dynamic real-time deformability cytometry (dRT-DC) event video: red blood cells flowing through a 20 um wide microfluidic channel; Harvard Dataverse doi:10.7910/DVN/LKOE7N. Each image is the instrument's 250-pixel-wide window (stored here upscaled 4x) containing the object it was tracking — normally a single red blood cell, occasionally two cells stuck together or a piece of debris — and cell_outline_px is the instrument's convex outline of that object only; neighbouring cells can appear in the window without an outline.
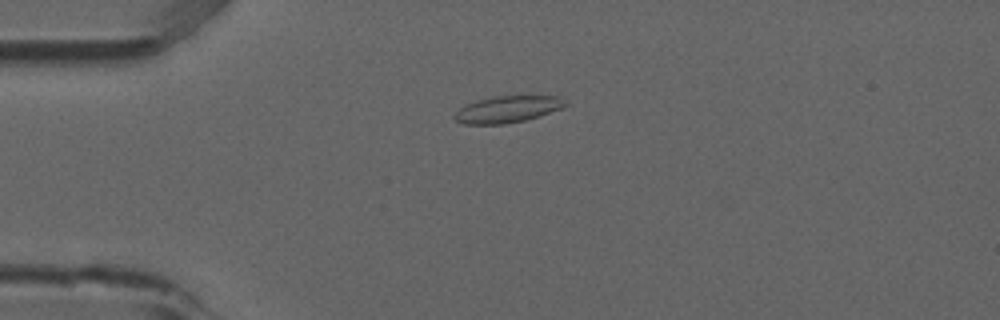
{"species": "common noctule bat (a hibernating species)", "species_latin": "Nyctalus noctula", "temperature_condition": "room temperature", "stored_images_in_passage": 4, "camera_frame_rate_fps": 3000, "um_per_image_px": 0.085, "animal": {"sex": "male", "forearm_length_mm": 52.5}, "frame": {"image": 1, "passage_image": 3, "time_ms": 0.667, "image_size_px": [1000, 320], "cell_outline_px": [[568, 104], [564, 108], [524, 120], [504, 124], [464, 124], [456, 120], [452, 116], [464, 104], [476, 100], [496, 96], [520, 92], [556, 96]], "centroid_in_image_um": [43.17, 9.23], "position_along_channel_um": 41.8, "area_um2": 17.98}}